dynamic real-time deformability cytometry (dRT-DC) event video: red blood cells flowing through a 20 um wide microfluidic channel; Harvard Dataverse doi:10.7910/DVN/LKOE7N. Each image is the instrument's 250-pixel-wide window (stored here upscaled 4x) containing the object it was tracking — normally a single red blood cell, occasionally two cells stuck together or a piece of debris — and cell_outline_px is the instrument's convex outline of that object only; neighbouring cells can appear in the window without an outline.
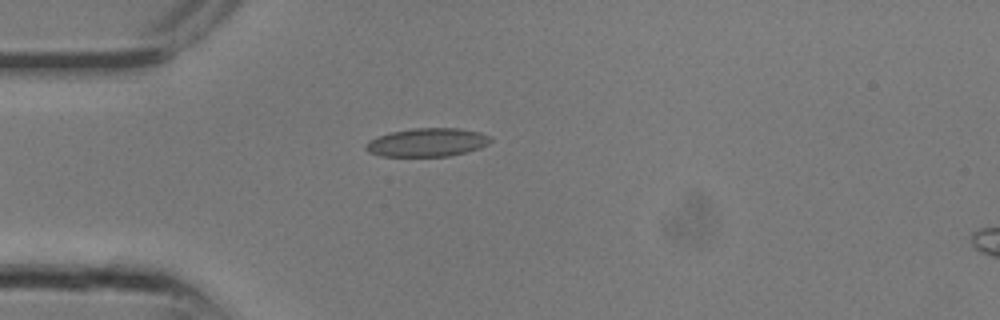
{"species": "common noctule bat (a hibernating species)", "species_latin": "Nyctalus noctula", "temperature_condition": "room temperature", "stored_images_in_passage": 11, "camera_frame_rate_fps": 3000, "um_per_image_px": 0.085, "animal": {"sex": "male", "body_mass_g": 13.3}, "frame": {"image": 1, "passage_image": 7, "time_ms": 2.0, "image_size_px": [1000, 320], "cell_outline_px": [[492, 140], [488, 144], [480, 148], [468, 152], [448, 156], [380, 156], [368, 152], [364, 148], [372, 140], [380, 136], [392, 132], [416, 128], [456, 128], [480, 132], [492, 136]], "centroid_in_image_um": [36.38, 12.11], "position_along_channel_um": 48.6, "area_um2": 20.52}}
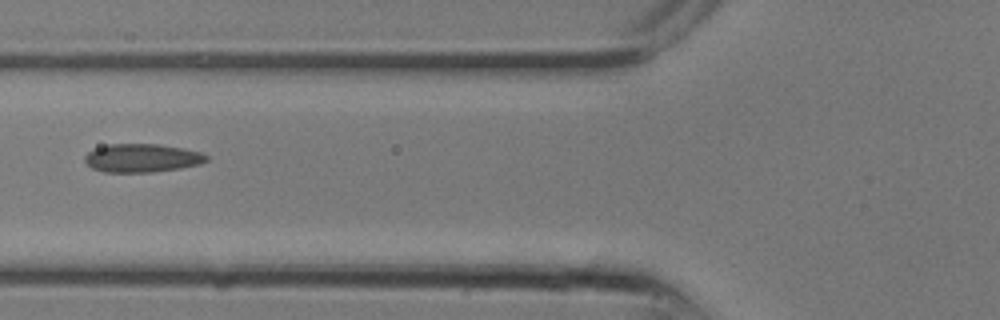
{"frame": {"image": 2, "passage_image": 10, "time_ms": 3.0, "image_size_px": [1000, 320], "cell_outline_px": [[208, 160], [200, 164], [180, 168], [152, 172], [104, 172], [92, 168], [84, 160], [84, 156], [88, 152], [96, 148], [108, 144], [160, 144], [200, 152], [208, 156]], "centroid_in_image_um": [12.06, 13.43], "position_along_channel_um": 113.7, "area_um2": 20.06}}